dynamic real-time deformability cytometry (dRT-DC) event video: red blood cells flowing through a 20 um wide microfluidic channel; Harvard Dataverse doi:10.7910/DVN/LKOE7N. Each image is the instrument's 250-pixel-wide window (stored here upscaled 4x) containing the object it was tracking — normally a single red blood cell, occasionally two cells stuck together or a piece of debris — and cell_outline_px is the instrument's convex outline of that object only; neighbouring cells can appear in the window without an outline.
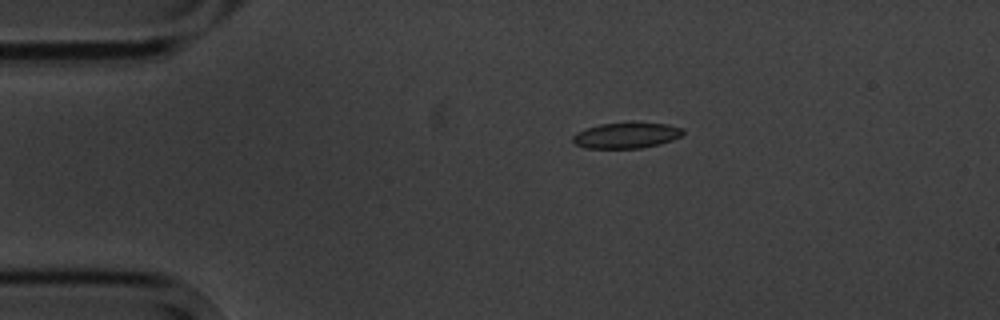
{"species": "common noctule bat (a hibernating species)", "species_latin": "Nyctalus noctula", "temperature_condition": "cold", "stored_images_in_passage": 7, "camera_frame_rate_fps": 3000, "um_per_image_px": 0.085, "animal": {"sex": "male", "body_mass_g": 20.1, "forearm_length_mm": 53.5}, "frame": {"image": 1, "passage_image": 2, "time_ms": 1.0, "image_size_px": [1000, 320], "cell_outline_px": [[684, 132], [680, 136], [672, 140], [660, 144], [640, 148], [584, 148], [576, 144], [572, 140], [572, 136], [576, 132], [600, 124], [668, 124], [684, 128]], "centroid_in_image_um": [53.23, 11.53], "position_along_channel_um": 31.8, "area_um2": 16.13}}
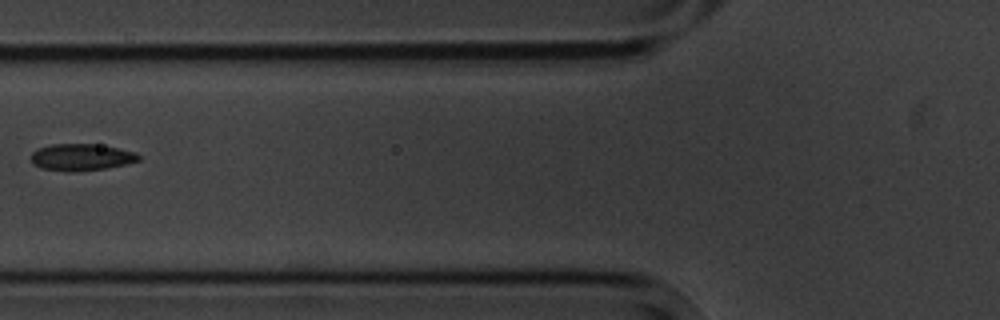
{"frame": {"image": 2, "passage_image": 5, "time_ms": 4.667, "image_size_px": [1000, 320], "cell_outline_px": [[140, 160], [128, 164], [108, 168], [68, 172], [40, 168], [32, 164], [32, 152], [36, 148], [52, 144], [92, 144], [116, 148], [136, 152], [140, 156]], "centroid_in_image_um": [6.9, 13.37], "position_along_channel_um": 118.9, "area_um2": 16.88}}
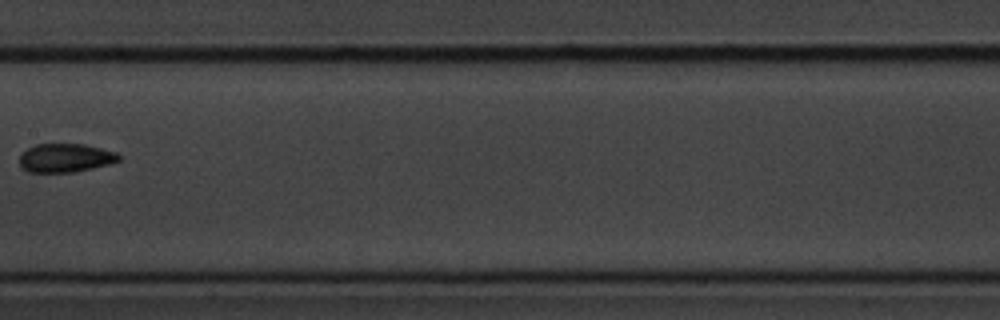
{"frame": {"image": 3, "passage_image": 7, "time_ms": 7.0, "image_size_px": [1000, 320], "cell_outline_px": [[120, 160], [112, 164], [72, 172], [28, 172], [20, 164], [20, 156], [28, 148], [36, 144], [84, 144], [116, 152], [120, 156]], "centroid_in_image_um": [5.59, 13.42], "position_along_channel_um": 201.8, "area_um2": 16.47}}